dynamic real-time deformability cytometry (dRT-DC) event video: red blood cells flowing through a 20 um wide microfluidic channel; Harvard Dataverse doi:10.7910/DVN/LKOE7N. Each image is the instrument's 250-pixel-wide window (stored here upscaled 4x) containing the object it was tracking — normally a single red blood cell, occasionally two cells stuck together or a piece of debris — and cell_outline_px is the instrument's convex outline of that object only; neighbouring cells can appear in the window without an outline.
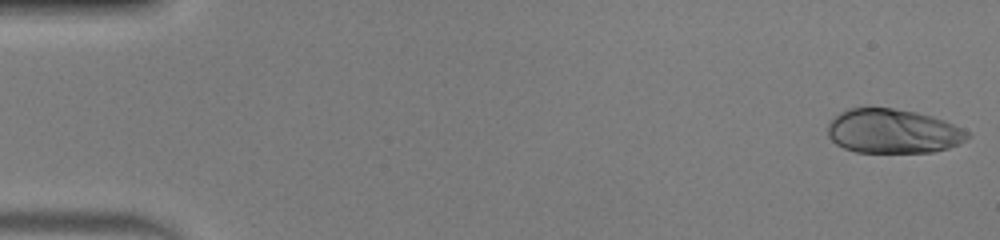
{"species": "human", "species_latin": "Homo sapiens", "temperature_condition": "warm", "stored_images_in_passage": 12, "camera_frame_rate_fps": 3000, "um_per_image_px": 0.085, "donor": {"sex": "male"}, "frame": {"image": 1, "passage_image": 1, "time_ms": 0.0, "image_size_px": [1000, 240], "cell_outline_px": [[972, 136], [948, 148], [932, 152], [856, 152], [844, 148], [836, 144], [828, 136], [828, 124], [840, 112], [848, 108], [892, 108], [916, 112], [932, 116], [944, 120], [968, 132]], "centroid_in_image_um": [75.88, 11.15], "position_along_channel_um": 9.1, "area_um2": 35.84}}